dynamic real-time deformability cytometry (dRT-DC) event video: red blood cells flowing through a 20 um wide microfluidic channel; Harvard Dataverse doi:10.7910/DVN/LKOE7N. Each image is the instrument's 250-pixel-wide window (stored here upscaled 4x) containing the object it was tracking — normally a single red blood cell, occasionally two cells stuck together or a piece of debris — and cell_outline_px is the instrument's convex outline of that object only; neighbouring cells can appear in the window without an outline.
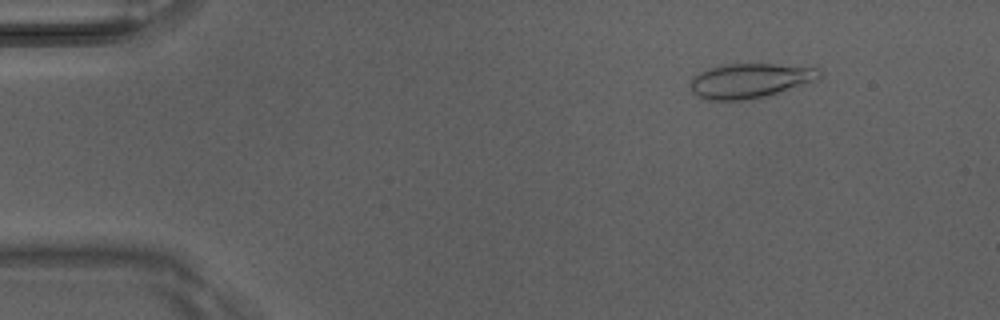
{"species": "Egyptian fruit bat (a non-hibernating species)", "species_latin": "Rousettus aegyptiacus", "temperature_condition": "room temperature", "stored_images_in_passage": 10, "camera_frame_rate_fps": 3000, "um_per_image_px": 0.085, "animal": {"sex": "male"}, "frame": {"image": 1, "passage_image": 6, "time_ms": 1.667, "image_size_px": [1000, 320], "cell_outline_px": [[820, 80], [764, 96], [744, 100], [708, 100], [692, 92], [692, 76], [700, 72], [720, 64], [776, 64], [816, 68], [820, 72]], "centroid_in_image_um": [63.76, 6.85], "position_along_channel_um": 21.2, "area_um2": 25.78}}